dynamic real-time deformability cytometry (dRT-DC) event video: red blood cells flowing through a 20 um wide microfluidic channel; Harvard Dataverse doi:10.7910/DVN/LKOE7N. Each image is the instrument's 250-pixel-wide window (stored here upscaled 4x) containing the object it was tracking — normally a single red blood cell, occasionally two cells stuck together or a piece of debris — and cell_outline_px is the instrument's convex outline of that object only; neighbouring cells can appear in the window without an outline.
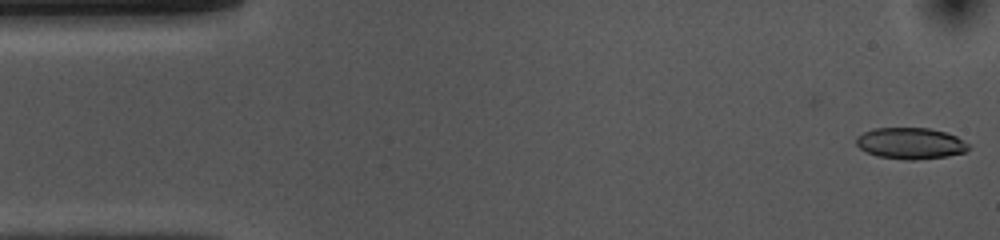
{"species": "common noctule bat (a hibernating species)", "species_latin": "Nyctalus noctula", "temperature_condition": "cold", "stored_images_in_passage": 5, "camera_frame_rate_fps": 3000, "um_per_image_px": 0.085, "animal": {"sex": "female", "body_mass_g": 10.0, "forearm_length_mm": 53.1}, "frame": {"image": 1, "passage_image": 5, "time_ms": 1.333, "image_size_px": [1000, 240], "cell_outline_px": [[968, 148], [964, 152], [948, 156], [912, 160], [908, 160], [876, 156], [860, 148], [856, 144], [856, 136], [864, 132], [876, 128], [928, 128], [944, 132], [956, 136], [968, 144]], "centroid_in_image_um": [77.37, 12.18], "position_along_channel_um": 7.6, "area_um2": 20.29}}